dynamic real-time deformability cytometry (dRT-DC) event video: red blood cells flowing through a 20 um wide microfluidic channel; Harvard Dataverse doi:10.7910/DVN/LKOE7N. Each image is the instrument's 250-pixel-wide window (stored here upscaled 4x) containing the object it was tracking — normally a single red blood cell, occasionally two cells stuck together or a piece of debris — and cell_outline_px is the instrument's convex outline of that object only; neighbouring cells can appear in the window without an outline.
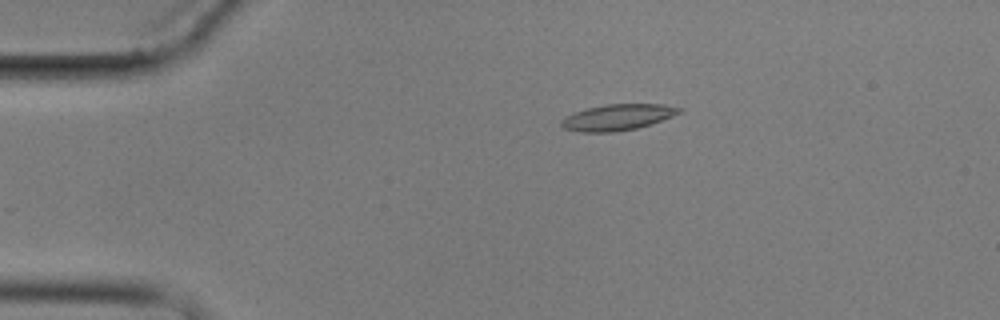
{"species": "common noctule bat (a hibernating species)", "species_latin": "Nyctalus noctula", "temperature_condition": "cold", "stored_images_in_passage": 7, "camera_frame_rate_fps": 3000, "um_per_image_px": 0.085, "animal": {"sex": "male", "body_mass_g": 17.9}, "frame": {"image": 1, "passage_image": 4, "time_ms": 3.667, "image_size_px": [1000, 320], "cell_outline_px": [[684, 112], [636, 128], [612, 132], [580, 132], [564, 128], [560, 124], [560, 120], [576, 112], [588, 108], [604, 104], [664, 104], [684, 108]], "centroid_in_image_um": [52.53, 9.95], "position_along_channel_um": 32.5, "area_um2": 17.74}}
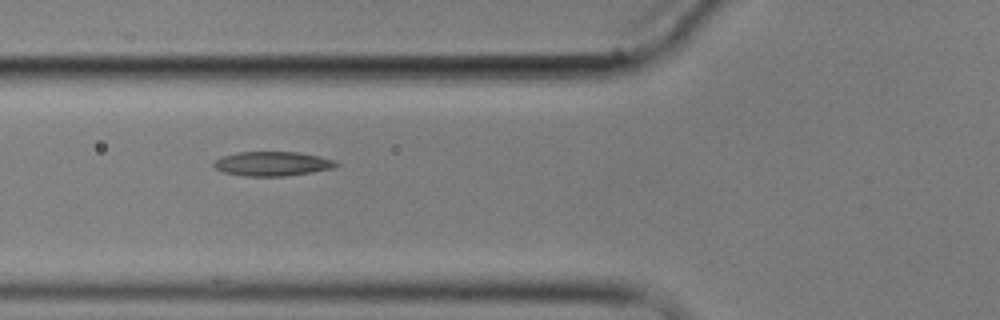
{"frame": {"image": 2, "passage_image": 6, "time_ms": 7.0, "image_size_px": [1000, 320], "cell_outline_px": [[340, 164], [332, 168], [312, 172], [284, 176], [244, 176], [224, 172], [216, 168], [212, 164], [216, 160], [224, 156], [236, 152], [300, 152], [320, 156], [332, 160]], "centroid_in_image_um": [23.15, 13.91], "position_along_channel_um": 102.6, "area_um2": 17.22}}
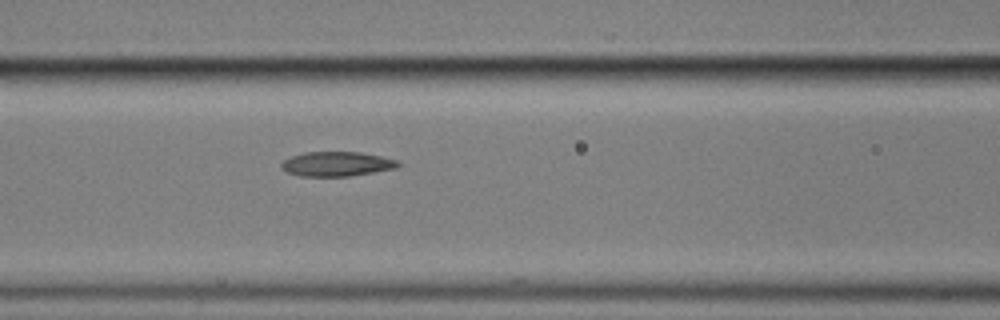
{"frame": {"image": 3, "passage_image": 7, "time_ms": 8.0, "image_size_px": [1000, 320], "cell_outline_px": [[400, 164], [396, 168], [348, 176], [300, 176], [288, 172], [280, 168], [280, 164], [284, 160], [292, 156], [304, 152], [360, 152], [380, 156], [396, 160]], "centroid_in_image_um": [28.58, 13.93], "position_along_channel_um": 138.0, "area_um2": 16.53}}